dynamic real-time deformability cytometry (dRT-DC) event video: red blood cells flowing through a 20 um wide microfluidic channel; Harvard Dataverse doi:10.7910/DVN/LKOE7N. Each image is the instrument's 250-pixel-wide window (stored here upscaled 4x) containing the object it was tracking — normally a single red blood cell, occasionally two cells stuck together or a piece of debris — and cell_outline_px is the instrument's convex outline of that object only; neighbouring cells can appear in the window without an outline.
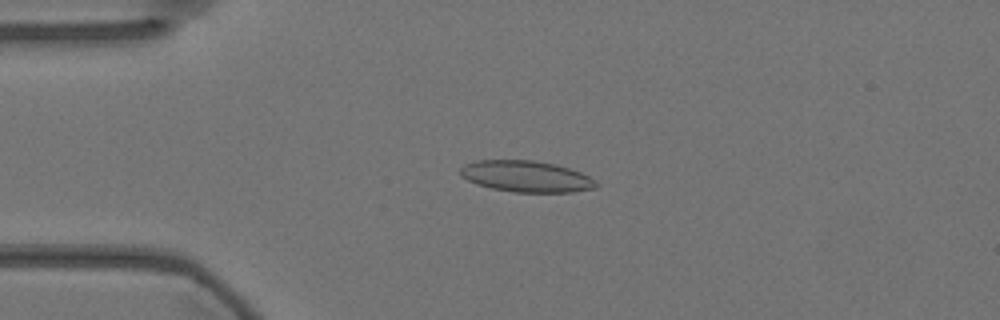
{"species": "Egyptian fruit bat (a non-hibernating species)", "species_latin": "Rousettus aegyptiacus", "temperature_condition": "warm", "stored_images_in_passage": 56, "camera_frame_rate_fps": 3000, "um_per_image_px": 0.085, "animal": {"sex": "female"}, "frame": {"image": 1, "passage_image": 13, "time_ms": 4.0, "image_size_px": [1000, 320], "cell_outline_px": [[600, 184], [596, 188], [572, 192], [512, 192], [492, 188], [476, 184], [460, 176], [460, 168], [464, 164], [476, 160], [532, 160], [556, 164], [580, 172], [588, 176]], "centroid_in_image_um": [44.72, 14.99], "position_along_channel_um": 40.3, "area_um2": 24.85}}
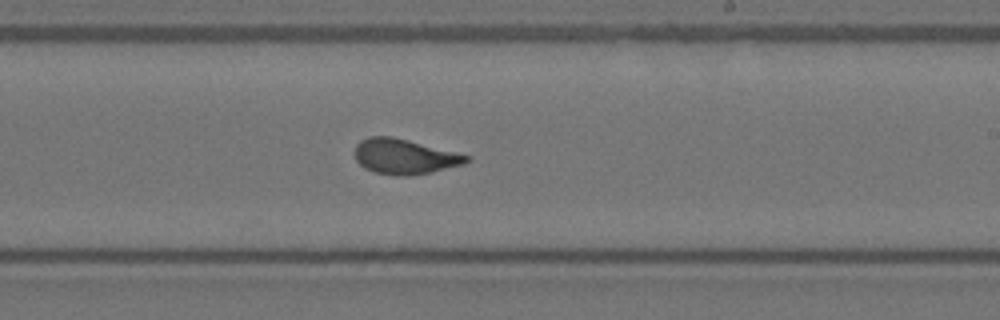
{"frame": {"image": 2, "passage_image": 33, "time_ms": 10.667, "image_size_px": [1000, 320], "cell_outline_px": [[472, 160], [464, 164], [432, 172], [408, 176], [396, 176], [376, 172], [364, 168], [356, 160], [352, 152], [356, 144], [360, 140], [368, 136], [392, 136], [472, 156]], "centroid_in_image_um": [34.37, 13.3], "position_along_channel_um": 254.6, "area_um2": 23.18}}
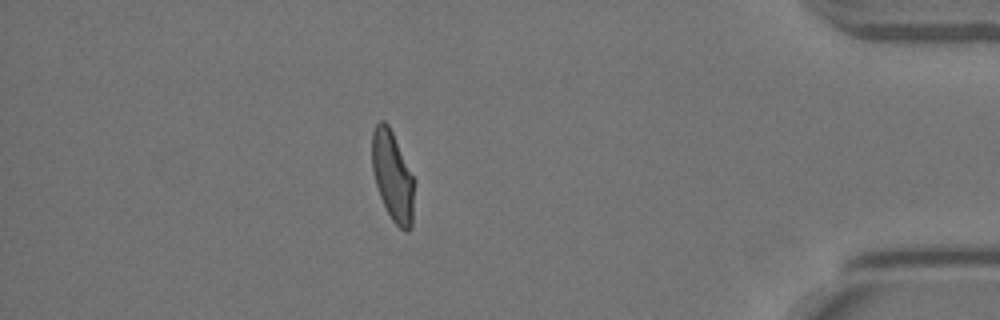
{"frame": {"image": 3, "passage_image": 49, "time_ms": 16.0, "image_size_px": [1000, 320], "cell_outline_px": [[416, 180], [412, 228], [408, 232], [404, 232], [392, 220], [380, 196], [376, 184], [372, 168], [372, 132], [376, 124], [380, 120], [384, 120], [388, 124]], "centroid_in_image_um": [33.41, 15.01], "position_along_channel_um": 401.8, "area_um2": 22.48}, "authors_computed_cell_mechanics": {"area_um2": 22.9177, "velocity_mm_per_s": 3.574, "shape_relaxation_time_tau1_ms": null, "shape_relaxation_time_tau2_ms": 0.7319, "deformation_change_tau1": null, "deformation_change_tau2": 0.0718}}